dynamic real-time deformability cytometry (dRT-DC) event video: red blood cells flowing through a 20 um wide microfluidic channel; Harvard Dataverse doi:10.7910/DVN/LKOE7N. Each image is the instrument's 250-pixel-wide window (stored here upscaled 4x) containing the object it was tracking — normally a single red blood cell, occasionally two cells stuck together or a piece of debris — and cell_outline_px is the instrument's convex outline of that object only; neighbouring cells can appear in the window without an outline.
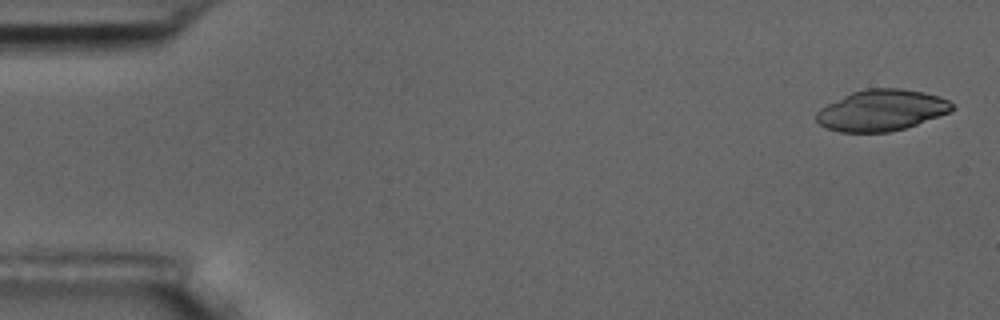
{"species": "common noctule bat (a hibernating species)", "species_latin": "Nyctalus noctula", "temperature_condition": "room temperature", "stored_images_in_passage": 5, "camera_frame_rate_fps": 3000, "um_per_image_px": 0.085, "animal": {"sex": "male", "body_mass_g": 17.5, "forearm_length_mm": 52.3}, "frame": {"image": 1, "passage_image": 1, "time_ms": 0.0, "image_size_px": [1000, 320], "cell_outline_px": [[956, 108], [948, 112], [916, 124], [904, 128], [888, 132], [840, 132], [828, 128], [820, 124], [816, 120], [816, 112], [820, 108], [852, 92], [868, 88], [900, 88], [924, 92], [940, 96], [948, 100]], "centroid_in_image_um": [74.93, 9.37], "position_along_channel_um": 10.1, "area_um2": 32.25}}